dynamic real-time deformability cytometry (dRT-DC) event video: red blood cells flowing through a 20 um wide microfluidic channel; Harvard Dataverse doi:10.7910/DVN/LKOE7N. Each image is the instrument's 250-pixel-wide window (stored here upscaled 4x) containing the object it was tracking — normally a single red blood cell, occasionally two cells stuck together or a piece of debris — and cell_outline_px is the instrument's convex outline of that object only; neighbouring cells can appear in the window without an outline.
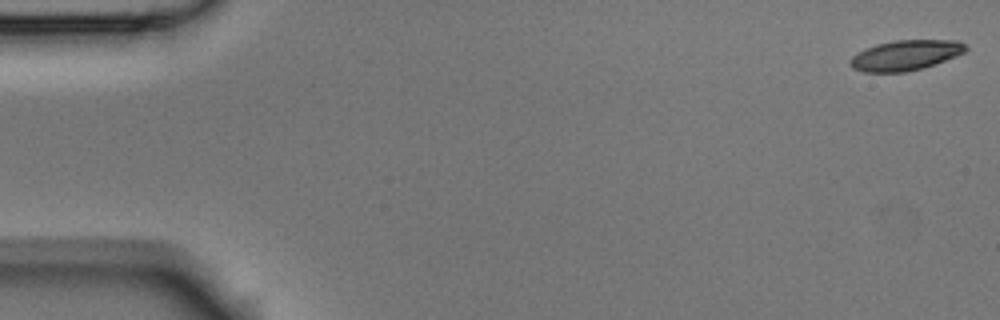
{"species": "Egyptian fruit bat (a non-hibernating species)", "species_latin": "Rousettus aegyptiacus", "temperature_condition": "room temperature", "stored_images_in_passage": 5, "camera_frame_rate_fps": 3000, "um_per_image_px": 0.085, "animal": {"sex": "male"}, "frame": {"image": 1, "passage_image": 1, "time_ms": 0.0, "image_size_px": [1000, 320], "cell_outline_px": [[968, 48], [964, 52], [944, 60], [920, 68], [904, 72], [864, 72], [852, 68], [848, 60], [856, 52], [864, 48], [876, 44], [892, 40], [956, 40], [964, 44]], "centroid_in_image_um": [76.88, 4.68], "position_along_channel_um": 8.1, "area_um2": 20.23}}
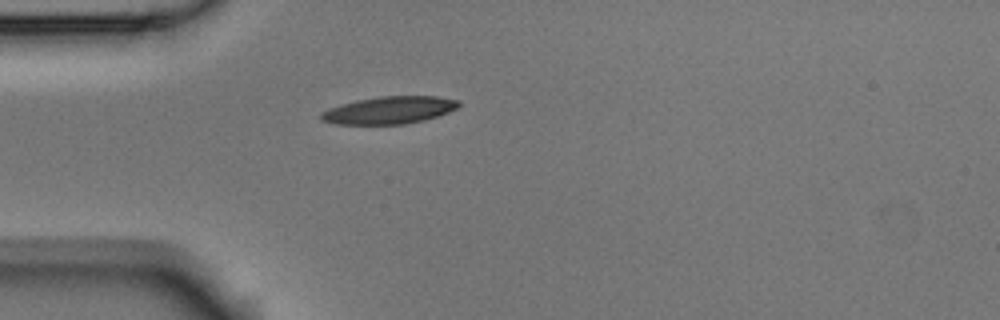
{"frame": {"image": 2, "passage_image": 5, "time_ms": 1.333, "image_size_px": [1000, 320], "cell_outline_px": [[460, 104], [456, 108], [448, 112], [424, 120], [404, 124], [336, 124], [320, 120], [320, 112], [328, 108], [340, 104], [356, 100], [380, 96], [436, 96], [460, 100]], "centroid_in_image_um": [33.05, 9.36], "position_along_channel_um": 51.9, "area_um2": 22.02}}